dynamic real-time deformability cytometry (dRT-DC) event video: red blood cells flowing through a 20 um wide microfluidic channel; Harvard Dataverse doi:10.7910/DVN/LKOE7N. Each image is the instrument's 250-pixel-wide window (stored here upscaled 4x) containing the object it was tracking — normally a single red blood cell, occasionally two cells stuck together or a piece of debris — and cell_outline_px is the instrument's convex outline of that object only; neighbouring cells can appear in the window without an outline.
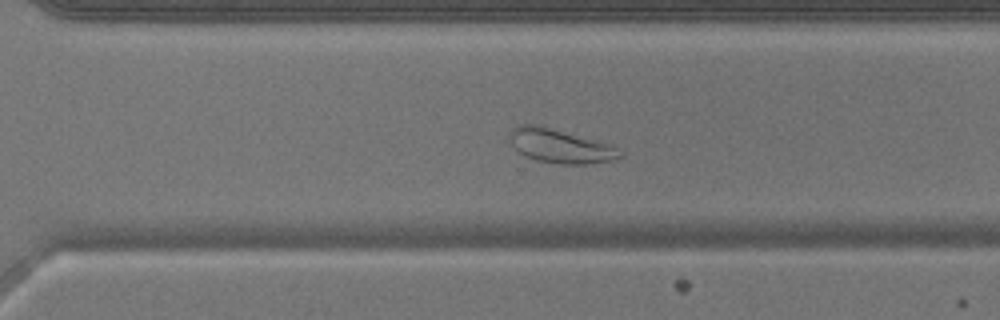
{"species": "common noctule bat (a hibernating species)", "species_latin": "Nyctalus noctula", "temperature_condition": "warm", "stored_images_in_passage": 35, "camera_frame_rate_fps": 3000, "um_per_image_px": 0.085, "animal": {"sex": "male", "body_mass_g": 17.9}, "frame": {"image": 1, "passage_image": 20, "time_ms": 6.333, "image_size_px": [1000, 320], "cell_outline_px": [[624, 156], [616, 160], [588, 164], [560, 164], [536, 160], [524, 156], [512, 144], [512, 128], [520, 124], [540, 124], [608, 144], [616, 148]], "centroid_in_image_um": [47.64, 12.42], "position_along_channel_um": 323.0, "area_um2": 21.62}}
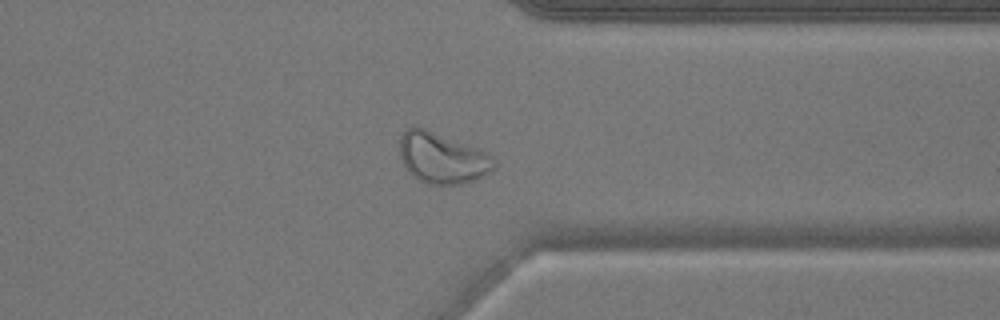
{"frame": {"image": 2, "passage_image": 24, "time_ms": 7.667, "image_size_px": [1000, 320], "cell_outline_px": [[496, 168], [484, 176], [460, 184], [428, 184], [420, 180], [408, 172], [400, 160], [400, 132], [416, 124], [476, 148], [492, 156], [496, 160]], "centroid_in_image_um": [37.55, 13.41], "position_along_channel_um": 373.8, "area_um2": 28.15}}
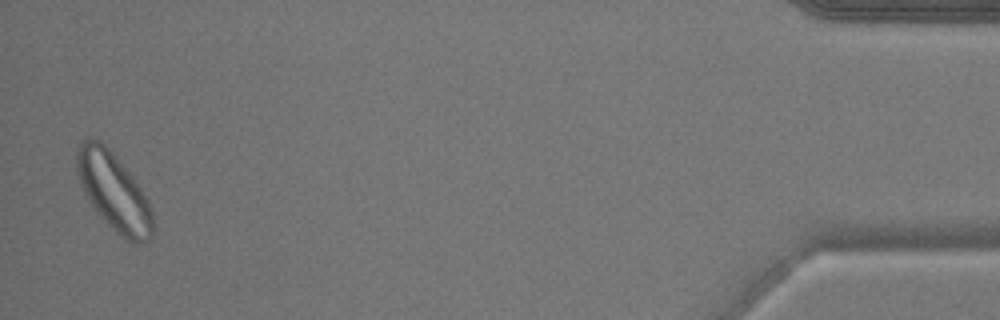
{"frame": {"image": 3, "passage_image": 34, "time_ms": 11.0, "image_size_px": [1000, 320], "cell_outline_px": [[152, 236], [148, 240], [136, 244], [132, 244], [124, 240], [100, 216], [88, 200], [80, 184], [76, 172], [76, 148], [88, 136], [100, 140], [112, 152], [136, 180], [148, 200], [152, 208]], "centroid_in_image_um": [9.65, 16.29], "position_along_channel_um": 425.5, "area_um2": 34.62}}